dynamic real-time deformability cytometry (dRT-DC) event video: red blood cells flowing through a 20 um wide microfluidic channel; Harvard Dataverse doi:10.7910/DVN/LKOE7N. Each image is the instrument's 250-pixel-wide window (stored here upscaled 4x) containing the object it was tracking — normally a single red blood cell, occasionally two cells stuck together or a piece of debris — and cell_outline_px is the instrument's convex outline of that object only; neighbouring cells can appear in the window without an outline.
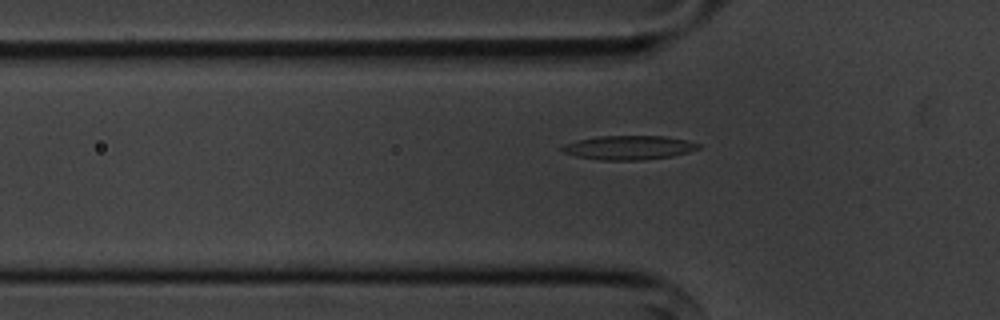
{"species": "common noctule bat (a hibernating species)", "species_latin": "Nyctalus noctula", "temperature_condition": "cold", "stored_images_in_passage": 46, "camera_frame_rate_fps": 3000, "um_per_image_px": 0.085, "animal": {"sex": "male", "body_mass_g": 20.1, "forearm_length_mm": 53.5}, "frame": {"image": 1, "passage_image": 8, "time_ms": 2.333, "image_size_px": [1000, 320], "cell_outline_px": [[700, 148], [688, 152], [672, 156], [644, 160], [600, 160], [576, 156], [564, 152], [560, 148], [564, 144], [576, 140], [596, 136], [664, 136], [684, 140], [700, 144]], "centroid_in_image_um": [53.42, 12.54], "position_along_channel_um": 72.4, "area_um2": 19.07}}
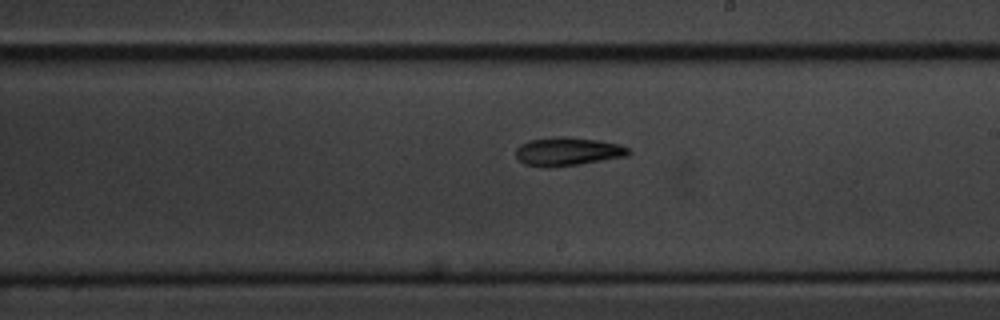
{"frame": {"image": 2, "passage_image": 22, "time_ms": 7.0, "image_size_px": [1000, 320], "cell_outline_px": [[632, 152], [628, 156], [580, 164], [524, 164], [516, 156], [516, 148], [520, 144], [528, 140], [560, 136], [568, 136], [600, 140], [620, 144], [628, 148]], "centroid_in_image_um": [48.34, 12.82], "position_along_channel_um": 240.7, "area_um2": 18.15}}
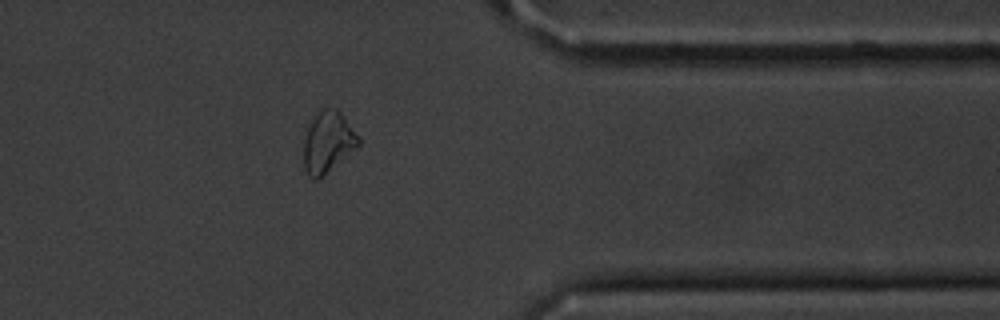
{"frame": {"image": 3, "passage_image": 35, "time_ms": 11.333, "image_size_px": [1000, 320], "cell_outline_px": [[360, 144], [356, 148], [316, 180], [312, 180], [308, 176], [304, 168], [304, 140], [308, 128], [316, 112], [320, 108], [336, 108], [344, 116], [360, 136]], "centroid_in_image_um": [27.87, 12.05], "position_along_channel_um": 383.5, "area_um2": 19.42}, "authors_computed_cell_mechanics": {"area_um2": 18.8428, "velocity_mm_per_s": 3.5937, "shape_relaxation_time_tau1_ms": 8.1519, "shape_relaxation_time_tau2_ms": null, "deformation_change_tau1": 0.1628, "deformation_change_tau2": null}}